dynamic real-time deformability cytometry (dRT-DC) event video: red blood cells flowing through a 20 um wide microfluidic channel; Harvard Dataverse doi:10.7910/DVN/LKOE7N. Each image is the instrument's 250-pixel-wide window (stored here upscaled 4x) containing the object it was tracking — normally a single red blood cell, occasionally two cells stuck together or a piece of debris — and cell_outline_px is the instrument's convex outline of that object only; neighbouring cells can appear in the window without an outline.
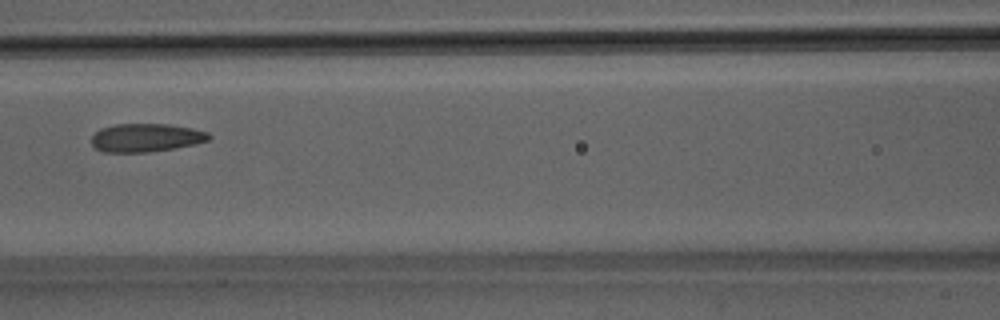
{"species": "Egyptian fruit bat (a non-hibernating species)", "species_latin": "Rousettus aegyptiacus", "temperature_condition": "room temperature", "stored_images_in_passage": 6, "camera_frame_rate_fps": 3000, "um_per_image_px": 0.085, "animal": {"sex": "male"}, "frame": {"image": 1, "passage_image": 6, "time_ms": 1.667, "image_size_px": [1000, 320], "cell_outline_px": [[212, 136], [208, 140], [196, 144], [176, 148], [148, 152], [104, 152], [96, 148], [92, 144], [92, 136], [100, 128], [116, 124], [168, 124], [192, 128], [208, 132]], "centroid_in_image_um": [12.43, 11.7], "position_along_channel_um": 154.2, "area_um2": 19.42}}